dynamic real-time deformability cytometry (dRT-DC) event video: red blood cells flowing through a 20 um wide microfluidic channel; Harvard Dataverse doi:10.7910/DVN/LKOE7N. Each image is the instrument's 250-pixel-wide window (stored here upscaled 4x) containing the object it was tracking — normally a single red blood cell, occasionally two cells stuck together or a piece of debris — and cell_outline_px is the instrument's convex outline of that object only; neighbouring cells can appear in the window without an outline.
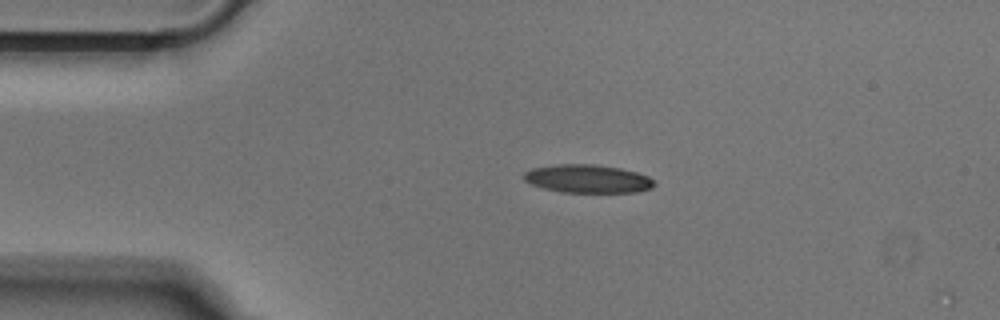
{"species": "Egyptian fruit bat (a non-hibernating species)", "species_latin": "Rousettus aegyptiacus", "temperature_condition": "cold", "stored_images_in_passage": 42, "camera_frame_rate_fps": 3000, "um_per_image_px": 0.085, "animal": {"sex": "male"}, "frame": {"image": 1, "passage_image": 1, "time_ms": 0.0, "image_size_px": [1000, 320], "cell_outline_px": [[656, 184], [652, 188], [636, 192], [560, 192], [544, 188], [532, 184], [524, 180], [524, 172], [532, 168], [560, 164], [592, 164], [620, 168], [636, 172], [648, 176]], "centroid_in_image_um": [49.96, 15.19], "position_along_channel_um": 35.0, "area_um2": 21.33}}
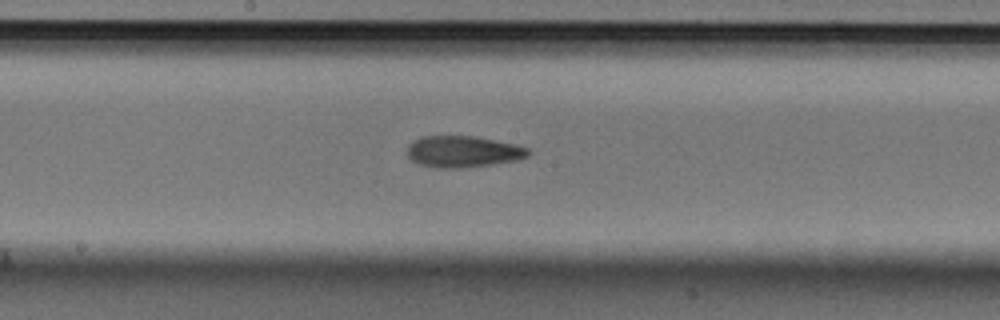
{"frame": {"image": 2, "passage_image": 17, "time_ms": 5.333, "image_size_px": [1000, 320], "cell_outline_px": [[532, 152], [528, 156], [516, 160], [460, 168], [436, 168], [420, 164], [412, 160], [408, 156], [408, 144], [412, 140], [420, 136], [472, 136], [516, 144], [528, 148]], "centroid_in_image_um": [39.33, 12.87], "position_along_channel_um": 208.9, "area_um2": 22.08}}
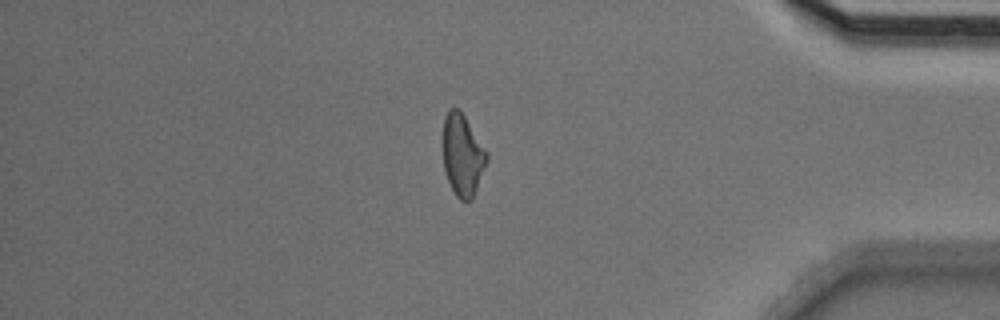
{"frame": {"image": 3, "passage_image": 34, "time_ms": 11.0, "image_size_px": [1000, 320], "cell_outline_px": [[488, 160], [472, 200], [460, 200], [456, 196], [448, 180], [444, 168], [440, 144], [444, 120], [448, 112], [452, 108], [460, 108], [488, 152]], "centroid_in_image_um": [39.29, 13.15], "position_along_channel_um": 395.9, "area_um2": 21.39}}